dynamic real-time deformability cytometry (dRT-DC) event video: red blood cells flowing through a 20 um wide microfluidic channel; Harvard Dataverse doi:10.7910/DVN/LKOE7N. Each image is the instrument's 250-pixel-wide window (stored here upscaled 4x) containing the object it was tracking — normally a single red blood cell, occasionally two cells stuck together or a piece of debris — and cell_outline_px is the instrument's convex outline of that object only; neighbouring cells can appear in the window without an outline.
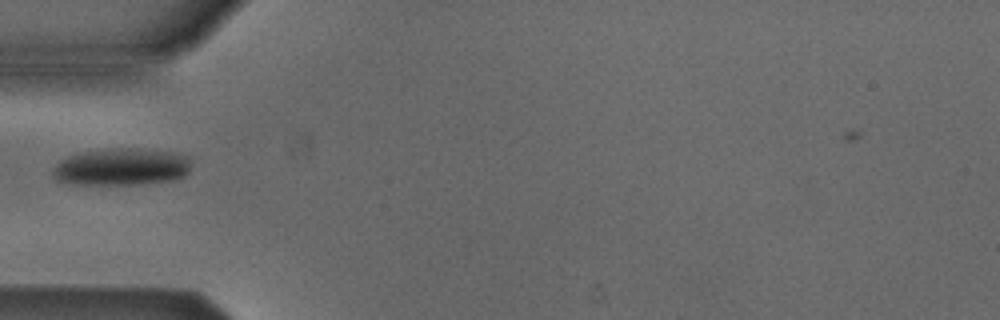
{"species": "Egyptian fruit bat (a non-hibernating species)", "species_latin": "Rousettus aegyptiacus", "temperature_condition": "cold", "stored_images_in_passage": 5, "camera_frame_rate_fps": 3000, "um_per_image_px": 0.085, "animal": {"sex": "male"}, "frame": {"image": 1, "passage_image": 4, "time_ms": 4.667, "image_size_px": [1000, 320], "cell_outline_px": [[188, 172], [184, 176], [176, 180], [140, 184], [68, 184], [56, 180], [52, 176], [52, 168], [60, 160], [68, 156], [84, 152], [112, 148], [136, 148], [176, 152], [188, 156]], "centroid_in_image_um": [10.3, 14.19], "position_along_channel_um": 74.7, "area_um2": 30.17}}
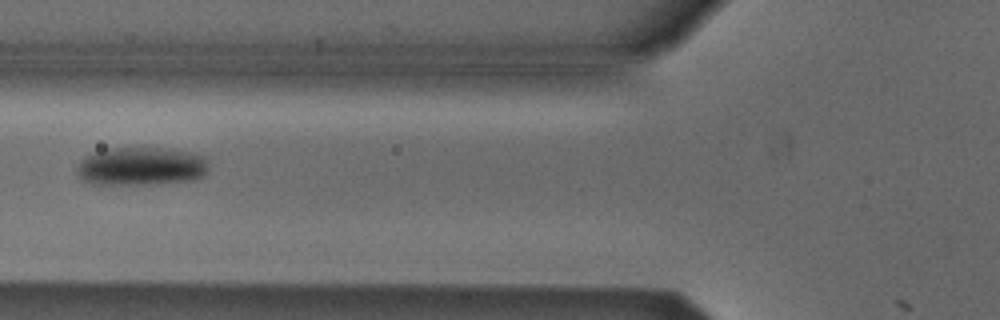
{"frame": {"image": 2, "passage_image": 5, "time_ms": 5.667, "image_size_px": [1000, 320], "cell_outline_px": [[204, 176], [192, 180], [148, 184], [92, 184], [84, 180], [76, 172], [76, 168], [80, 160], [96, 152], [108, 148], [160, 148], [188, 152], [204, 156]], "centroid_in_image_um": [11.93, 14.14], "position_along_channel_um": 113.9, "area_um2": 28.9}}